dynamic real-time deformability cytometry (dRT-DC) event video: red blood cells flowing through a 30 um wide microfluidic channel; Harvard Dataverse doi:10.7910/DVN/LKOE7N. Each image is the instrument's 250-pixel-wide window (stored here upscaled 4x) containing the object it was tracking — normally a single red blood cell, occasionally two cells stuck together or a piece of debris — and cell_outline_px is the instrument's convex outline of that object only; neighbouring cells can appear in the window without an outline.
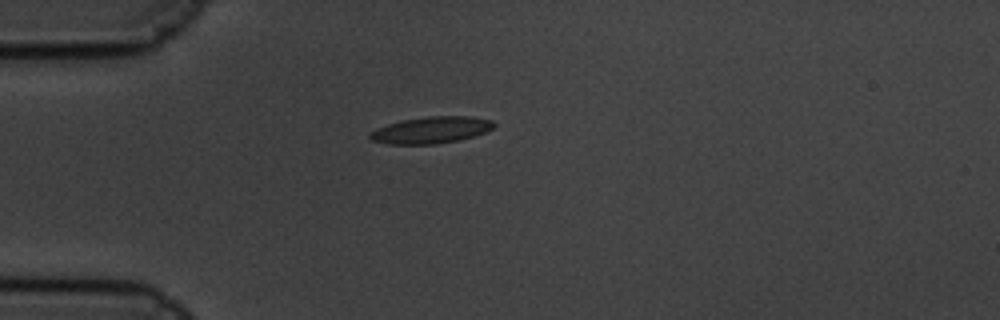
{"species": "common noctule bat (a hibernating species)", "species_latin": "Nyctalus noctula", "temperature_condition": "cold", "stored_images_in_passage": 45, "camera_frame_rate_fps": 3000, "um_per_image_px": 0.085, "animal": {"sex": "male", "body_mass_g": 19.5, "forearm_length_mm": 54.6}, "frame": {"image": 1, "passage_image": 1, "time_ms": 0.0, "image_size_px": [1000, 320], "cell_outline_px": [[496, 124], [492, 128], [484, 132], [460, 140], [436, 144], [388, 144], [372, 140], [368, 136], [372, 132], [388, 124], [404, 120], [428, 116], [468, 116], [492, 120]], "centroid_in_image_um": [36.67, 11.05], "position_along_channel_um": 48.3, "area_um2": 18.96}}
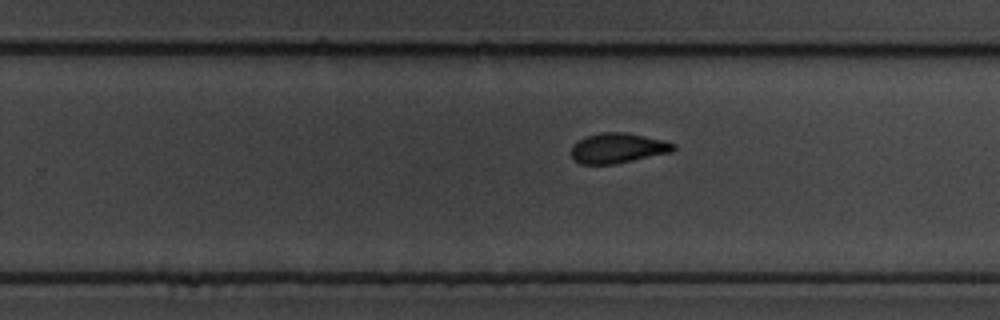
{"frame": {"image": 2, "passage_image": 23, "time_ms": 7.333, "image_size_px": [1000, 320], "cell_outline_px": [[676, 148], [672, 152], [616, 164], [580, 164], [572, 156], [572, 144], [584, 136], [600, 132], [624, 132], [664, 140], [676, 144]], "centroid_in_image_um": [52.52, 12.58], "position_along_channel_um": 277.3, "area_um2": 18.03}}
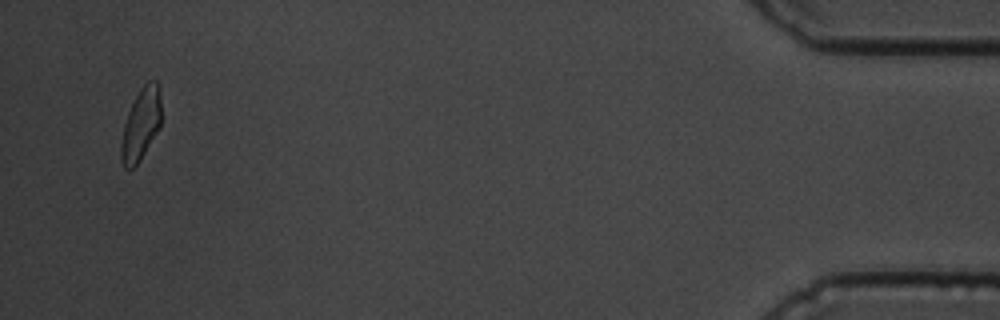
{"frame": {"image": 3, "passage_image": 43, "time_ms": 14.0, "image_size_px": [1000, 320], "cell_outline_px": [[160, 124], [156, 132], [140, 160], [132, 168], [124, 168], [120, 160], [120, 144], [124, 124], [128, 112], [140, 88], [148, 80], [156, 80], [160, 84]], "centroid_in_image_um": [11.96, 10.54], "position_along_channel_um": 423.2, "area_um2": 16.7}, "authors_computed_cell_mechanics": {"area_um2": 18.0914, "velocity_mm_per_s": 3.343, "shape_relaxation_time_tau1_ms": 4.8062, "shape_relaxation_time_tau2_ms": 1.881, "deformation_change_tau1": 0.1522, "deformation_change_tau2": 0.0725}}